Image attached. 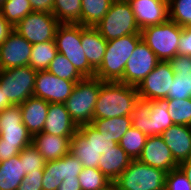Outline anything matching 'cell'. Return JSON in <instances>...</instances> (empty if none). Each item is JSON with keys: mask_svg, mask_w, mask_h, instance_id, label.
Listing matches in <instances>:
<instances>
[{"mask_svg": "<svg viewBox=\"0 0 191 190\" xmlns=\"http://www.w3.org/2000/svg\"><path fill=\"white\" fill-rule=\"evenodd\" d=\"M71 137L41 132L32 136V146L38 150L46 162L54 161L70 152Z\"/></svg>", "mask_w": 191, "mask_h": 190, "instance_id": "20", "label": "cell"}, {"mask_svg": "<svg viewBox=\"0 0 191 190\" xmlns=\"http://www.w3.org/2000/svg\"><path fill=\"white\" fill-rule=\"evenodd\" d=\"M42 179L43 172L28 173L17 190H43Z\"/></svg>", "mask_w": 191, "mask_h": 190, "instance_id": "42", "label": "cell"}, {"mask_svg": "<svg viewBox=\"0 0 191 190\" xmlns=\"http://www.w3.org/2000/svg\"><path fill=\"white\" fill-rule=\"evenodd\" d=\"M3 1H4V0H0V7H1V5H2Z\"/></svg>", "mask_w": 191, "mask_h": 190, "instance_id": "52", "label": "cell"}, {"mask_svg": "<svg viewBox=\"0 0 191 190\" xmlns=\"http://www.w3.org/2000/svg\"><path fill=\"white\" fill-rule=\"evenodd\" d=\"M48 108L49 103L47 101L35 96L29 97L20 104L23 124L32 136L42 132Z\"/></svg>", "mask_w": 191, "mask_h": 190, "instance_id": "21", "label": "cell"}, {"mask_svg": "<svg viewBox=\"0 0 191 190\" xmlns=\"http://www.w3.org/2000/svg\"><path fill=\"white\" fill-rule=\"evenodd\" d=\"M141 39V34H129L107 41L106 51L101 65L96 69L95 77L101 81L119 82L123 78L126 62Z\"/></svg>", "mask_w": 191, "mask_h": 190, "instance_id": "2", "label": "cell"}, {"mask_svg": "<svg viewBox=\"0 0 191 190\" xmlns=\"http://www.w3.org/2000/svg\"><path fill=\"white\" fill-rule=\"evenodd\" d=\"M132 126L147 137L161 135L174 125L168 113V99H138L131 114Z\"/></svg>", "mask_w": 191, "mask_h": 190, "instance_id": "3", "label": "cell"}, {"mask_svg": "<svg viewBox=\"0 0 191 190\" xmlns=\"http://www.w3.org/2000/svg\"><path fill=\"white\" fill-rule=\"evenodd\" d=\"M0 11L14 27L29 13L33 12L29 0H4Z\"/></svg>", "mask_w": 191, "mask_h": 190, "instance_id": "31", "label": "cell"}, {"mask_svg": "<svg viewBox=\"0 0 191 190\" xmlns=\"http://www.w3.org/2000/svg\"><path fill=\"white\" fill-rule=\"evenodd\" d=\"M178 167L183 171L191 184V158L179 163Z\"/></svg>", "mask_w": 191, "mask_h": 190, "instance_id": "49", "label": "cell"}, {"mask_svg": "<svg viewBox=\"0 0 191 190\" xmlns=\"http://www.w3.org/2000/svg\"><path fill=\"white\" fill-rule=\"evenodd\" d=\"M47 70L59 78L74 81L75 83L84 79V77L77 71L73 64L59 52L50 62Z\"/></svg>", "mask_w": 191, "mask_h": 190, "instance_id": "32", "label": "cell"}, {"mask_svg": "<svg viewBox=\"0 0 191 190\" xmlns=\"http://www.w3.org/2000/svg\"><path fill=\"white\" fill-rule=\"evenodd\" d=\"M82 190H100L110 181L98 168H82L78 175Z\"/></svg>", "mask_w": 191, "mask_h": 190, "instance_id": "35", "label": "cell"}, {"mask_svg": "<svg viewBox=\"0 0 191 190\" xmlns=\"http://www.w3.org/2000/svg\"><path fill=\"white\" fill-rule=\"evenodd\" d=\"M78 131L90 142V144L95 148V150L103 155L108 150L115 147L118 143L110 140L104 134H101L96 130L91 124H84L78 126Z\"/></svg>", "mask_w": 191, "mask_h": 190, "instance_id": "33", "label": "cell"}, {"mask_svg": "<svg viewBox=\"0 0 191 190\" xmlns=\"http://www.w3.org/2000/svg\"><path fill=\"white\" fill-rule=\"evenodd\" d=\"M59 173L61 181L67 179H78L82 171V163L70 152L58 159Z\"/></svg>", "mask_w": 191, "mask_h": 190, "instance_id": "39", "label": "cell"}, {"mask_svg": "<svg viewBox=\"0 0 191 190\" xmlns=\"http://www.w3.org/2000/svg\"><path fill=\"white\" fill-rule=\"evenodd\" d=\"M57 18L46 12H32L23 18L14 30L32 45L45 41H54L59 25Z\"/></svg>", "mask_w": 191, "mask_h": 190, "instance_id": "10", "label": "cell"}, {"mask_svg": "<svg viewBox=\"0 0 191 190\" xmlns=\"http://www.w3.org/2000/svg\"><path fill=\"white\" fill-rule=\"evenodd\" d=\"M53 15L59 23L81 24V0H54Z\"/></svg>", "mask_w": 191, "mask_h": 190, "instance_id": "29", "label": "cell"}, {"mask_svg": "<svg viewBox=\"0 0 191 190\" xmlns=\"http://www.w3.org/2000/svg\"><path fill=\"white\" fill-rule=\"evenodd\" d=\"M12 106L10 101L5 97V94L0 89V112L3 111L5 108Z\"/></svg>", "mask_w": 191, "mask_h": 190, "instance_id": "50", "label": "cell"}, {"mask_svg": "<svg viewBox=\"0 0 191 190\" xmlns=\"http://www.w3.org/2000/svg\"><path fill=\"white\" fill-rule=\"evenodd\" d=\"M95 28L106 41L129 34H141L128 1L114 0Z\"/></svg>", "mask_w": 191, "mask_h": 190, "instance_id": "7", "label": "cell"}, {"mask_svg": "<svg viewBox=\"0 0 191 190\" xmlns=\"http://www.w3.org/2000/svg\"><path fill=\"white\" fill-rule=\"evenodd\" d=\"M70 153L82 163L84 168H98L102 156L78 130L71 137Z\"/></svg>", "mask_w": 191, "mask_h": 190, "instance_id": "25", "label": "cell"}, {"mask_svg": "<svg viewBox=\"0 0 191 190\" xmlns=\"http://www.w3.org/2000/svg\"><path fill=\"white\" fill-rule=\"evenodd\" d=\"M174 77L169 61H160L136 87L139 98L150 101L167 98Z\"/></svg>", "mask_w": 191, "mask_h": 190, "instance_id": "13", "label": "cell"}, {"mask_svg": "<svg viewBox=\"0 0 191 190\" xmlns=\"http://www.w3.org/2000/svg\"><path fill=\"white\" fill-rule=\"evenodd\" d=\"M13 30L14 26L4 18L0 11V44L6 41Z\"/></svg>", "mask_w": 191, "mask_h": 190, "instance_id": "47", "label": "cell"}, {"mask_svg": "<svg viewBox=\"0 0 191 190\" xmlns=\"http://www.w3.org/2000/svg\"><path fill=\"white\" fill-rule=\"evenodd\" d=\"M174 73L180 71H191V57L187 55H176L173 59L169 60Z\"/></svg>", "mask_w": 191, "mask_h": 190, "instance_id": "44", "label": "cell"}, {"mask_svg": "<svg viewBox=\"0 0 191 190\" xmlns=\"http://www.w3.org/2000/svg\"><path fill=\"white\" fill-rule=\"evenodd\" d=\"M100 190H119L115 181H110L107 185H105Z\"/></svg>", "mask_w": 191, "mask_h": 190, "instance_id": "51", "label": "cell"}, {"mask_svg": "<svg viewBox=\"0 0 191 190\" xmlns=\"http://www.w3.org/2000/svg\"><path fill=\"white\" fill-rule=\"evenodd\" d=\"M138 160L149 166L162 169L167 173L179 165L160 135L147 137Z\"/></svg>", "mask_w": 191, "mask_h": 190, "instance_id": "17", "label": "cell"}, {"mask_svg": "<svg viewBox=\"0 0 191 190\" xmlns=\"http://www.w3.org/2000/svg\"><path fill=\"white\" fill-rule=\"evenodd\" d=\"M160 136L178 164L191 158V126L174 124Z\"/></svg>", "mask_w": 191, "mask_h": 190, "instance_id": "18", "label": "cell"}, {"mask_svg": "<svg viewBox=\"0 0 191 190\" xmlns=\"http://www.w3.org/2000/svg\"><path fill=\"white\" fill-rule=\"evenodd\" d=\"M182 29L183 27L168 19L159 25L145 27L140 33L142 40L160 61H169L178 54Z\"/></svg>", "mask_w": 191, "mask_h": 190, "instance_id": "6", "label": "cell"}, {"mask_svg": "<svg viewBox=\"0 0 191 190\" xmlns=\"http://www.w3.org/2000/svg\"><path fill=\"white\" fill-rule=\"evenodd\" d=\"M81 43L89 64L96 70L102 63L107 41L95 27L81 25Z\"/></svg>", "mask_w": 191, "mask_h": 190, "instance_id": "22", "label": "cell"}, {"mask_svg": "<svg viewBox=\"0 0 191 190\" xmlns=\"http://www.w3.org/2000/svg\"><path fill=\"white\" fill-rule=\"evenodd\" d=\"M57 53L55 41L34 44L29 58V65L36 71L47 70Z\"/></svg>", "mask_w": 191, "mask_h": 190, "instance_id": "28", "label": "cell"}, {"mask_svg": "<svg viewBox=\"0 0 191 190\" xmlns=\"http://www.w3.org/2000/svg\"><path fill=\"white\" fill-rule=\"evenodd\" d=\"M32 44L15 30L0 44V70L29 65Z\"/></svg>", "mask_w": 191, "mask_h": 190, "instance_id": "15", "label": "cell"}, {"mask_svg": "<svg viewBox=\"0 0 191 190\" xmlns=\"http://www.w3.org/2000/svg\"><path fill=\"white\" fill-rule=\"evenodd\" d=\"M61 183L58 160L46 162L43 169V190H57Z\"/></svg>", "mask_w": 191, "mask_h": 190, "instance_id": "40", "label": "cell"}, {"mask_svg": "<svg viewBox=\"0 0 191 190\" xmlns=\"http://www.w3.org/2000/svg\"><path fill=\"white\" fill-rule=\"evenodd\" d=\"M159 62L155 53L141 39L126 62L123 78L119 82L137 87Z\"/></svg>", "mask_w": 191, "mask_h": 190, "instance_id": "12", "label": "cell"}, {"mask_svg": "<svg viewBox=\"0 0 191 190\" xmlns=\"http://www.w3.org/2000/svg\"><path fill=\"white\" fill-rule=\"evenodd\" d=\"M101 85L99 78H84L75 84L71 95L65 101L66 109L77 126L92 123Z\"/></svg>", "mask_w": 191, "mask_h": 190, "instance_id": "5", "label": "cell"}, {"mask_svg": "<svg viewBox=\"0 0 191 190\" xmlns=\"http://www.w3.org/2000/svg\"><path fill=\"white\" fill-rule=\"evenodd\" d=\"M91 125L104 134L110 140L119 143L122 136L132 126L131 116H121L115 118L93 119Z\"/></svg>", "mask_w": 191, "mask_h": 190, "instance_id": "26", "label": "cell"}, {"mask_svg": "<svg viewBox=\"0 0 191 190\" xmlns=\"http://www.w3.org/2000/svg\"><path fill=\"white\" fill-rule=\"evenodd\" d=\"M138 99L139 95L135 86L122 82L102 81L93 119L131 116Z\"/></svg>", "mask_w": 191, "mask_h": 190, "instance_id": "1", "label": "cell"}, {"mask_svg": "<svg viewBox=\"0 0 191 190\" xmlns=\"http://www.w3.org/2000/svg\"><path fill=\"white\" fill-rule=\"evenodd\" d=\"M191 98V71H180L175 73L171 91L166 99H188Z\"/></svg>", "mask_w": 191, "mask_h": 190, "instance_id": "37", "label": "cell"}, {"mask_svg": "<svg viewBox=\"0 0 191 190\" xmlns=\"http://www.w3.org/2000/svg\"><path fill=\"white\" fill-rule=\"evenodd\" d=\"M178 55L191 57V26L183 27L178 44Z\"/></svg>", "mask_w": 191, "mask_h": 190, "instance_id": "43", "label": "cell"}, {"mask_svg": "<svg viewBox=\"0 0 191 190\" xmlns=\"http://www.w3.org/2000/svg\"><path fill=\"white\" fill-rule=\"evenodd\" d=\"M36 74L30 65L0 70V89L12 105L33 96Z\"/></svg>", "mask_w": 191, "mask_h": 190, "instance_id": "9", "label": "cell"}, {"mask_svg": "<svg viewBox=\"0 0 191 190\" xmlns=\"http://www.w3.org/2000/svg\"><path fill=\"white\" fill-rule=\"evenodd\" d=\"M74 81L59 78L48 70L37 71L33 96L48 103H65L75 86Z\"/></svg>", "mask_w": 191, "mask_h": 190, "instance_id": "14", "label": "cell"}, {"mask_svg": "<svg viewBox=\"0 0 191 190\" xmlns=\"http://www.w3.org/2000/svg\"><path fill=\"white\" fill-rule=\"evenodd\" d=\"M168 113L173 124L191 126V98L168 99Z\"/></svg>", "mask_w": 191, "mask_h": 190, "instance_id": "34", "label": "cell"}, {"mask_svg": "<svg viewBox=\"0 0 191 190\" xmlns=\"http://www.w3.org/2000/svg\"><path fill=\"white\" fill-rule=\"evenodd\" d=\"M130 162L131 158L122 149V147L117 144L101 156L98 169L108 178L109 181H115L129 166Z\"/></svg>", "mask_w": 191, "mask_h": 190, "instance_id": "23", "label": "cell"}, {"mask_svg": "<svg viewBox=\"0 0 191 190\" xmlns=\"http://www.w3.org/2000/svg\"><path fill=\"white\" fill-rule=\"evenodd\" d=\"M25 176L19 154L0 162V190H17Z\"/></svg>", "mask_w": 191, "mask_h": 190, "instance_id": "24", "label": "cell"}, {"mask_svg": "<svg viewBox=\"0 0 191 190\" xmlns=\"http://www.w3.org/2000/svg\"><path fill=\"white\" fill-rule=\"evenodd\" d=\"M78 126L71 119L64 103H49L42 132L55 136H73Z\"/></svg>", "mask_w": 191, "mask_h": 190, "instance_id": "19", "label": "cell"}, {"mask_svg": "<svg viewBox=\"0 0 191 190\" xmlns=\"http://www.w3.org/2000/svg\"><path fill=\"white\" fill-rule=\"evenodd\" d=\"M33 12H46L53 14L54 0H29Z\"/></svg>", "mask_w": 191, "mask_h": 190, "instance_id": "45", "label": "cell"}, {"mask_svg": "<svg viewBox=\"0 0 191 190\" xmlns=\"http://www.w3.org/2000/svg\"><path fill=\"white\" fill-rule=\"evenodd\" d=\"M165 190H191L190 182L179 167L166 174Z\"/></svg>", "mask_w": 191, "mask_h": 190, "instance_id": "41", "label": "cell"}, {"mask_svg": "<svg viewBox=\"0 0 191 190\" xmlns=\"http://www.w3.org/2000/svg\"><path fill=\"white\" fill-rule=\"evenodd\" d=\"M146 139L147 136L144 133L131 126L122 136L118 144L127 153L131 160H136L142 153Z\"/></svg>", "mask_w": 191, "mask_h": 190, "instance_id": "30", "label": "cell"}, {"mask_svg": "<svg viewBox=\"0 0 191 190\" xmlns=\"http://www.w3.org/2000/svg\"><path fill=\"white\" fill-rule=\"evenodd\" d=\"M114 0H81V25L96 27Z\"/></svg>", "mask_w": 191, "mask_h": 190, "instance_id": "27", "label": "cell"}, {"mask_svg": "<svg viewBox=\"0 0 191 190\" xmlns=\"http://www.w3.org/2000/svg\"><path fill=\"white\" fill-rule=\"evenodd\" d=\"M20 160L24 166V172L34 173L43 172L46 161L38 150L32 146V144L26 148H23L19 154Z\"/></svg>", "mask_w": 191, "mask_h": 190, "instance_id": "38", "label": "cell"}, {"mask_svg": "<svg viewBox=\"0 0 191 190\" xmlns=\"http://www.w3.org/2000/svg\"><path fill=\"white\" fill-rule=\"evenodd\" d=\"M169 19L181 27L191 26V0H168Z\"/></svg>", "mask_w": 191, "mask_h": 190, "instance_id": "36", "label": "cell"}, {"mask_svg": "<svg viewBox=\"0 0 191 190\" xmlns=\"http://www.w3.org/2000/svg\"><path fill=\"white\" fill-rule=\"evenodd\" d=\"M0 143L16 144L20 151L32 144V135L23 124L20 105L0 112Z\"/></svg>", "mask_w": 191, "mask_h": 190, "instance_id": "11", "label": "cell"}, {"mask_svg": "<svg viewBox=\"0 0 191 190\" xmlns=\"http://www.w3.org/2000/svg\"><path fill=\"white\" fill-rule=\"evenodd\" d=\"M140 30L169 19L168 0H128Z\"/></svg>", "mask_w": 191, "mask_h": 190, "instance_id": "16", "label": "cell"}, {"mask_svg": "<svg viewBox=\"0 0 191 190\" xmlns=\"http://www.w3.org/2000/svg\"><path fill=\"white\" fill-rule=\"evenodd\" d=\"M16 144L0 143V162L20 154Z\"/></svg>", "mask_w": 191, "mask_h": 190, "instance_id": "46", "label": "cell"}, {"mask_svg": "<svg viewBox=\"0 0 191 190\" xmlns=\"http://www.w3.org/2000/svg\"><path fill=\"white\" fill-rule=\"evenodd\" d=\"M166 174L136 159L131 160L115 182L119 190H165Z\"/></svg>", "mask_w": 191, "mask_h": 190, "instance_id": "8", "label": "cell"}, {"mask_svg": "<svg viewBox=\"0 0 191 190\" xmlns=\"http://www.w3.org/2000/svg\"><path fill=\"white\" fill-rule=\"evenodd\" d=\"M56 48L84 78L95 77L96 70L89 64L81 43V24L60 23L54 38Z\"/></svg>", "mask_w": 191, "mask_h": 190, "instance_id": "4", "label": "cell"}, {"mask_svg": "<svg viewBox=\"0 0 191 190\" xmlns=\"http://www.w3.org/2000/svg\"><path fill=\"white\" fill-rule=\"evenodd\" d=\"M57 190H82L78 179L63 180Z\"/></svg>", "mask_w": 191, "mask_h": 190, "instance_id": "48", "label": "cell"}]
</instances>
